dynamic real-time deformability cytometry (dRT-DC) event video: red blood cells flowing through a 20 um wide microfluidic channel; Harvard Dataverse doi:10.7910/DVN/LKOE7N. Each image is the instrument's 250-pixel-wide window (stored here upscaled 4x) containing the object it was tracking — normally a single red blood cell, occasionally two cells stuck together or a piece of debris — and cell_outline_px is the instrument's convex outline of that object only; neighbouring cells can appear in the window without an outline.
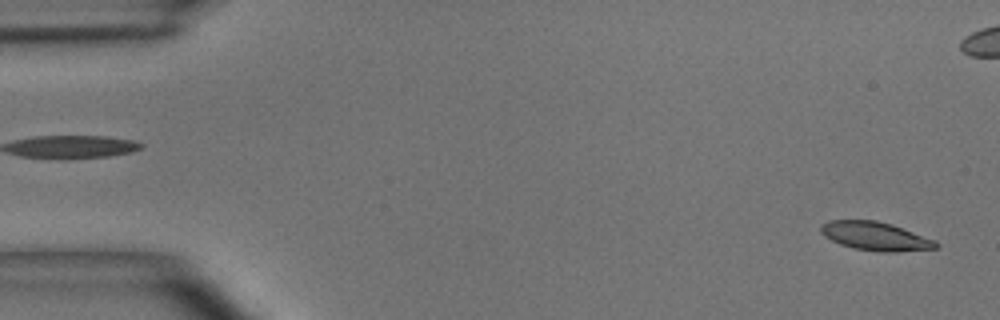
{"species": "common noctule bat (a hibernating species)", "species_latin": "Nyctalus noctula", "temperature_condition": "room temperature", "stored_images_in_passage": 50, "camera_frame_rate_fps": 3000, "um_per_image_px": 0.085, "animal": {"sex": "male", "body_mass_g": 15.6}, "frame": {"image": 1, "passage_image": 2, "time_ms": 0.333, "image_size_px": [1000, 320], "cell_outline_px": [[940, 244], [936, 248], [896, 252], [876, 252], [852, 248], [840, 244], [824, 236], [820, 232], [820, 224], [828, 220], [876, 220], [892, 224], [936, 240]], "centroid_in_image_um": [74.4, 20.07], "position_along_channel_um": 10.6, "area_um2": 19.42}}
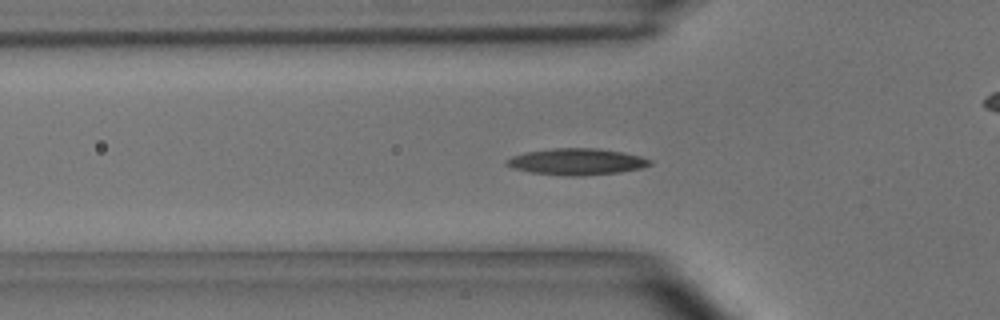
{"frame": {"image": 2, "passage_image": 16, "time_ms": 5.0, "image_size_px": [1000, 320], "cell_outline_px": [[652, 164], [644, 168], [620, 172], [580, 176], [568, 176], [532, 172], [512, 168], [504, 164], [504, 160], [512, 156], [524, 152], [552, 148], [596, 148], [624, 152], [640, 156], [652, 160]], "centroid_in_image_um": [49.02, 13.74], "position_along_channel_um": 76.8, "area_um2": 22.31}}
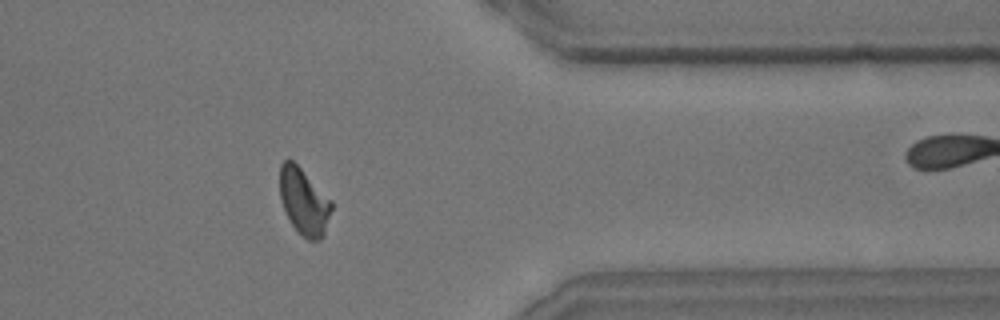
{"frame": {"image": 3, "passage_image": 40, "time_ms": 13.0, "image_size_px": [1000, 320], "cell_outline_px": [[332, 208], [324, 236], [320, 240], [308, 240], [292, 224], [284, 208], [280, 196], [280, 164], [284, 160], [292, 160], [332, 200]], "centroid_in_image_um": [25.85, 17.13], "position_along_channel_um": 385.5, "area_um2": 19.71}, "authors_computed_cell_mechanics": {"area_um2": 19.8832, "velocity_mm_per_s": 4.0459, "shape_relaxation_time_tau1_ms": 5.2296, "shape_relaxation_time_tau2_ms": 2.6054, "deformation_change_tau1": 0.1704, "deformation_change_tau2": 0.1017}}